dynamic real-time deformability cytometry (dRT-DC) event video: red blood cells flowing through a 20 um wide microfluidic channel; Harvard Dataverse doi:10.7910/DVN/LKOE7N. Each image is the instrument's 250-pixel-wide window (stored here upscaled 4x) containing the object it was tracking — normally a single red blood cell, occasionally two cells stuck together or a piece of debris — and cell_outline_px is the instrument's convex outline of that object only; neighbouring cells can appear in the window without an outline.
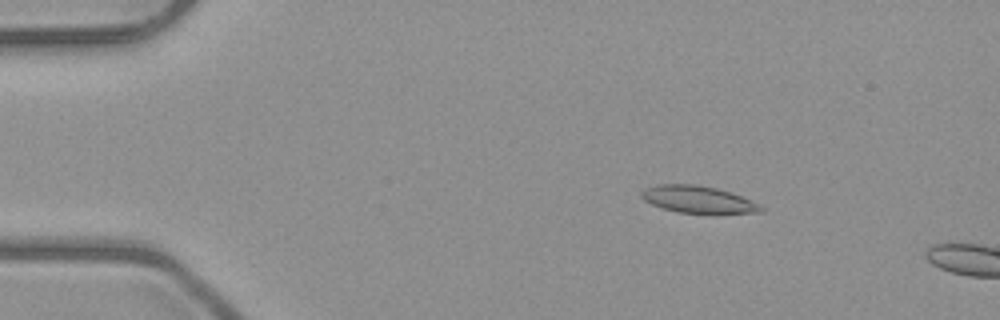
{"species": "common noctule bat (a hibernating species)", "species_latin": "Nyctalus noctula", "temperature_condition": "room temperature", "stored_images_in_passage": 4, "camera_frame_rate_fps": 3000, "um_per_image_px": 0.085, "animal": {"sex": "male", "body_mass_g": 23.1, "forearm_length_mm": 52.7}, "frame": {"image": 1, "passage_image": 3, "time_ms": 2.333, "image_size_px": [1000, 320], "cell_outline_px": [[764, 212], [676, 212], [660, 208], [644, 200], [640, 196], [640, 192], [644, 188], [656, 184], [696, 184], [716, 188], [732, 192], [760, 204], [764, 208]], "centroid_in_image_um": [59.28, 16.93], "position_along_channel_um": 25.7, "area_um2": 18.73}}